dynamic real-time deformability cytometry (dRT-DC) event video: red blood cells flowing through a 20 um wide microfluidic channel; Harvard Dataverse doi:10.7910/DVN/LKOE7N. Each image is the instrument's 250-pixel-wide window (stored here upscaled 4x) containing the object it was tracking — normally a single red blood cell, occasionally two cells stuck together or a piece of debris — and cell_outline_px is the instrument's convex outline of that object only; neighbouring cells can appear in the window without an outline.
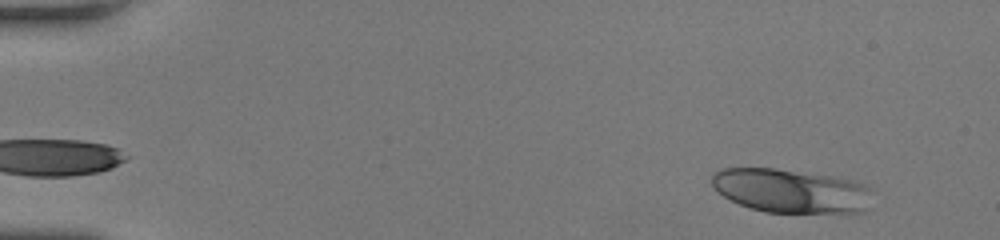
{"species": "human", "species_latin": "Homo sapiens", "temperature_condition": "room temperature", "stored_images_in_passage": 46, "camera_frame_rate_fps": 3000, "um_per_image_px": 0.085, "donor": {"sex": "female"}, "frame": {"image": 1, "passage_image": 3, "time_ms": 0.667, "image_size_px": [1000, 240], "cell_outline_px": [[868, 188], [864, 212], [764, 212], [740, 204], [716, 192], [712, 184], [712, 172], [720, 168], [776, 168], [840, 176], [864, 184]], "centroid_in_image_um": [67.14, 16.19], "position_along_channel_um": 17.9, "area_um2": 40.86}}
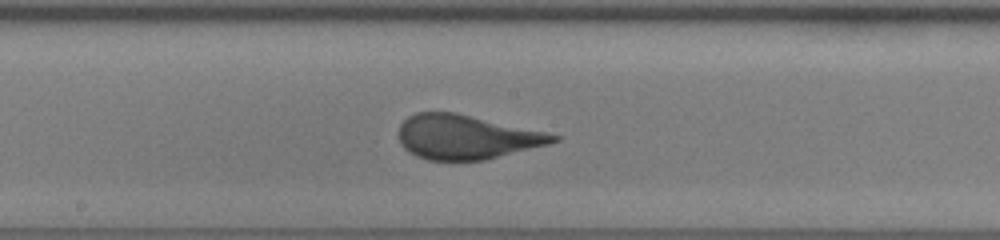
{"frame": {"image": 2, "passage_image": 27, "time_ms": 8.667, "image_size_px": [1000, 240], "cell_outline_px": [[560, 140], [548, 144], [484, 160], [428, 160], [416, 156], [408, 152], [400, 144], [396, 132], [400, 124], [408, 116], [416, 112], [456, 112], [544, 132], [560, 136]], "centroid_in_image_um": [39.55, 11.64], "position_along_channel_um": 208.6, "area_um2": 39.82}}
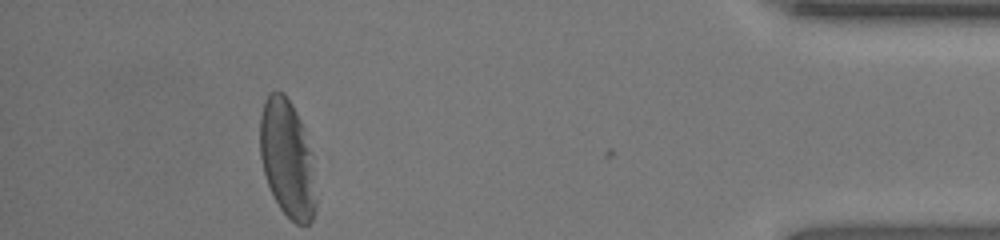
{"frame": {"image": 3, "passage_image": 46, "time_ms": 15.0, "image_size_px": [1000, 240], "cell_outline_px": [[316, 208], [312, 220], [308, 224], [296, 224], [280, 208], [268, 184], [264, 172], [260, 156], [260, 116], [264, 100], [268, 92], [276, 88], [284, 92], [292, 104], [304, 128], [312, 152], [316, 200]], "centroid_in_image_um": [24.42, 13.43], "position_along_channel_um": 410.8, "area_um2": 38.67}, "authors_computed_cell_mechanics": {"area_um2": 40.6334, "velocity_mm_per_s": 3.9637, "shape_relaxation_time_tau1_ms": 5.1596, "shape_relaxation_time_tau2_ms": null, "deformation_change_tau1": 0.1842, "deformation_change_tau2": null}}